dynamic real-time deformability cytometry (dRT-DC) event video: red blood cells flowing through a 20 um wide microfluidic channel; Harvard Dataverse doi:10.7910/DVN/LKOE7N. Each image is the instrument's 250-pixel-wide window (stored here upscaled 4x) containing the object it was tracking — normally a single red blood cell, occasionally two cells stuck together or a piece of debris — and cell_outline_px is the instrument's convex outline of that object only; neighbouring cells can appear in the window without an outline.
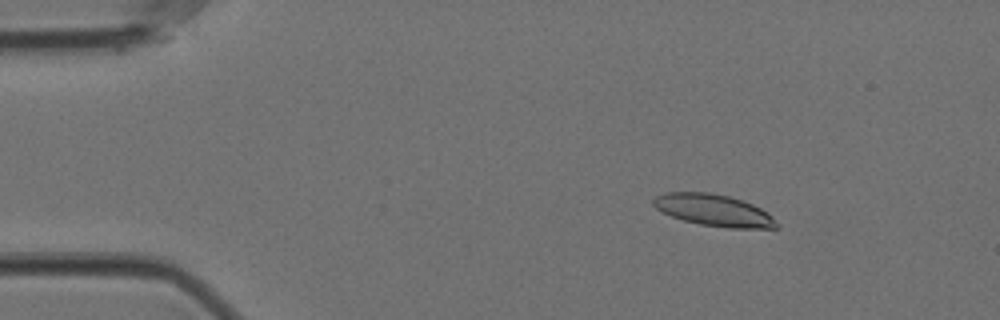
{"species": "Egyptian fruit bat (a non-hibernating species)", "species_latin": "Rousettus aegyptiacus", "temperature_condition": "cold", "stored_images_in_passage": 50, "camera_frame_rate_fps": 3000, "um_per_image_px": 0.085, "animal": {"sex": "female"}, "frame": {"image": 1, "passage_image": 1, "time_ms": 0.0, "image_size_px": [1000, 320], "cell_outline_px": [[780, 228], [728, 228], [700, 224], [684, 220], [672, 216], [656, 208], [652, 204], [652, 200], [656, 196], [664, 192], [708, 192], [728, 196], [744, 200], [768, 212], [780, 224]], "centroid_in_image_um": [60.71, 17.87], "position_along_channel_um": 24.3, "area_um2": 22.89}}
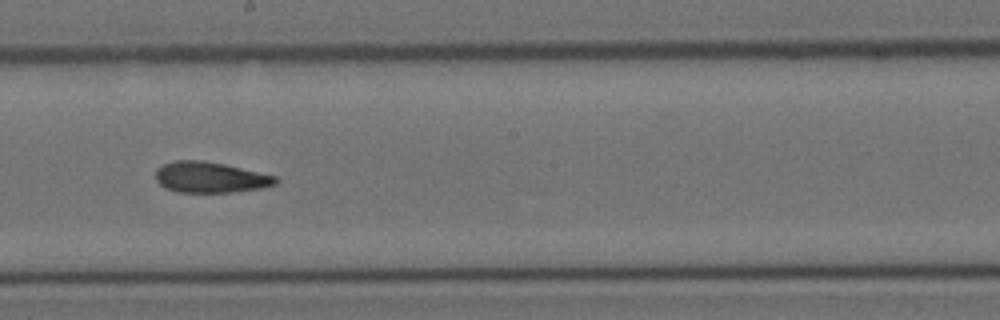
{"frame": {"image": 2, "passage_image": 25, "time_ms": 8.0, "image_size_px": [1000, 320], "cell_outline_px": [[280, 180], [276, 184], [264, 188], [232, 192], [176, 192], [160, 184], [156, 180], [156, 168], [164, 164], [176, 160], [200, 160], [224, 164], [276, 176]], "centroid_in_image_um": [17.89, 15.07], "position_along_channel_um": 230.3, "area_um2": 21.5}}
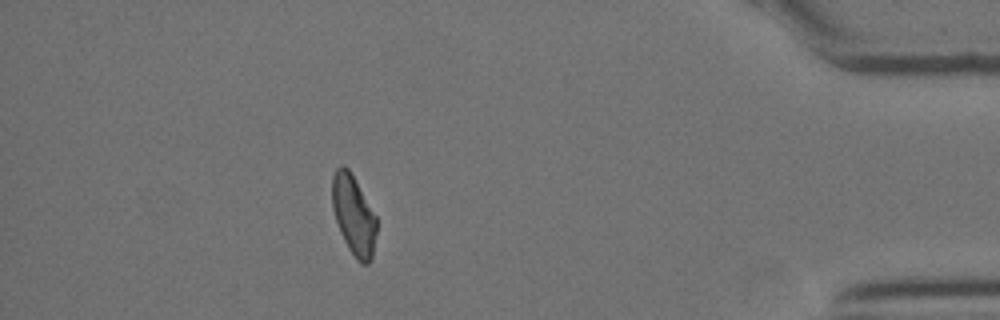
{"frame": {"image": 3, "passage_image": 44, "time_ms": 14.333, "image_size_px": [1000, 320], "cell_outline_px": [[376, 232], [372, 260], [368, 264], [360, 264], [356, 260], [348, 248], [340, 232], [332, 208], [332, 176], [336, 168], [340, 164], [344, 164], [348, 168], [376, 216]], "centroid_in_image_um": [30.05, 18.3], "position_along_channel_um": 405.2, "area_um2": 20.63}, "authors_computed_cell_mechanics": {"area_um2": 21.964, "velocity_mm_per_s": 3.5079, "shape_relaxation_time_tau1_ms": null, "shape_relaxation_time_tau2_ms": 5.3355, "deformation_change_tau1": null, "deformation_change_tau2": 0.1306}}